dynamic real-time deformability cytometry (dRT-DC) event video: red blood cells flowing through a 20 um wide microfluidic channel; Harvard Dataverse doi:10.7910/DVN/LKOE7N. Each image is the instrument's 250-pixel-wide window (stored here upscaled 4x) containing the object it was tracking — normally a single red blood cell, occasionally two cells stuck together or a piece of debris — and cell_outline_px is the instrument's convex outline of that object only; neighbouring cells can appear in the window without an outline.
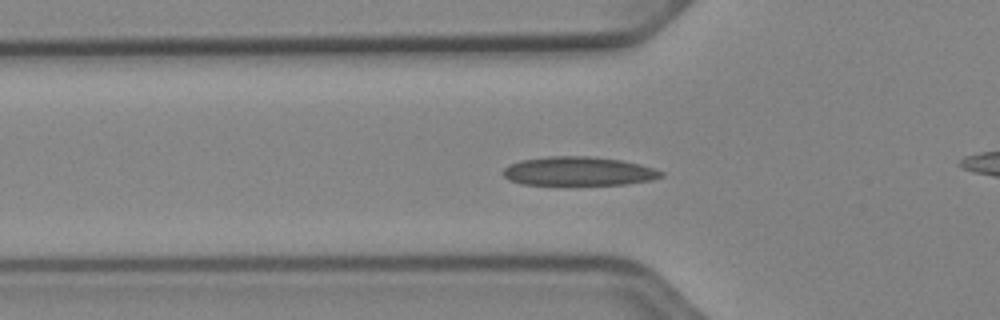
{"species": "Egyptian fruit bat (a non-hibernating species)", "species_latin": "Rousettus aegyptiacus", "temperature_condition": "cold", "stored_images_in_passage": 40, "camera_frame_rate_fps": 3000, "um_per_image_px": 0.085, "animal": {"sex": "female"}, "frame": {"image": 1, "passage_image": 5, "time_ms": 1.333, "image_size_px": [1000, 320], "cell_outline_px": [[664, 176], [652, 180], [624, 184], [520, 184], [508, 180], [500, 172], [508, 164], [520, 160], [548, 156], [588, 156], [620, 160], [640, 164], [664, 172]], "centroid_in_image_um": [49.12, 14.55], "position_along_channel_um": 76.7, "area_um2": 26.59}}
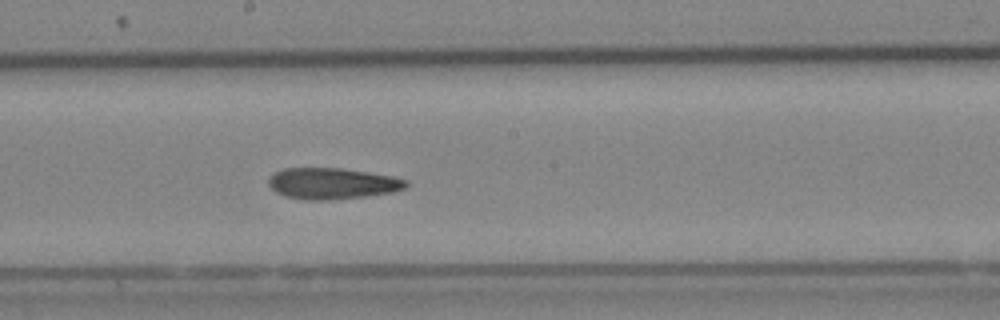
{"frame": {"image": 2, "passage_image": 16, "time_ms": 5.0, "image_size_px": [1000, 320], "cell_outline_px": [[408, 184], [404, 188], [392, 192], [364, 196], [328, 200], [304, 200], [284, 196], [276, 192], [268, 184], [268, 180], [276, 172], [284, 168], [340, 168], [368, 172], [392, 176], [408, 180]], "centroid_in_image_um": [28.23, 15.6], "position_along_channel_um": 220.0, "area_um2": 24.85}}
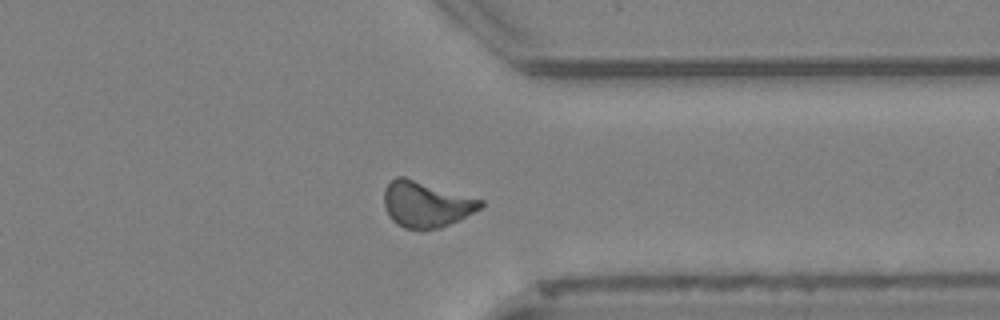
{"frame": {"image": 3, "passage_image": 28, "time_ms": 9.0, "image_size_px": [1000, 320], "cell_outline_px": [[484, 204], [480, 208], [460, 220], [440, 228], [420, 232], [404, 228], [396, 224], [388, 216], [384, 204], [384, 188], [396, 176], [404, 176], [484, 200]], "centroid_in_image_um": [36.2, 17.39], "position_along_channel_um": 375.2, "area_um2": 26.3}}